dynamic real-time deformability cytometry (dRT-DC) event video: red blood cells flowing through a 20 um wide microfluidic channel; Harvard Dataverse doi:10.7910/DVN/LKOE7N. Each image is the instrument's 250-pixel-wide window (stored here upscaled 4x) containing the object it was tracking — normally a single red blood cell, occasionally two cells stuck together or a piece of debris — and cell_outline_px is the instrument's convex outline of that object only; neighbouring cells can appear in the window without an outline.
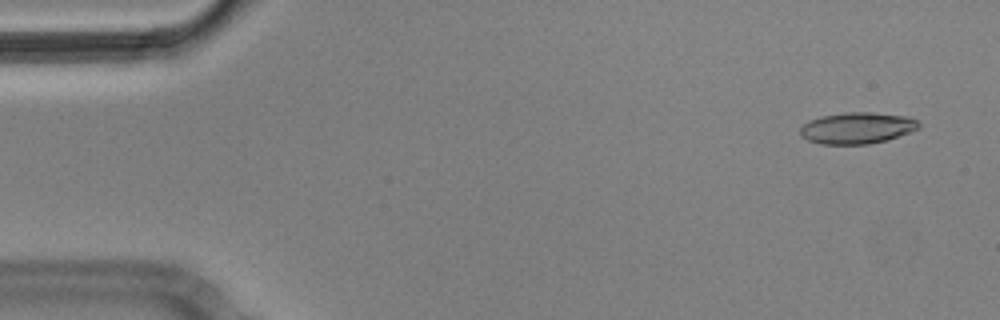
{"species": "Egyptian fruit bat (a non-hibernating species)", "species_latin": "Rousettus aegyptiacus", "temperature_condition": "cold", "stored_images_in_passage": 9, "camera_frame_rate_fps": 3000, "um_per_image_px": 0.085, "animal": {"sex": "male"}, "frame": {"image": 1, "passage_image": 1, "time_ms": 0.0, "image_size_px": [1000, 320], "cell_outline_px": [[920, 128], [884, 140], [868, 144], [820, 144], [808, 140], [800, 136], [800, 128], [808, 120], [820, 116], [848, 112], [872, 112], [912, 116], [920, 120]], "centroid_in_image_um": [72.86, 10.86], "position_along_channel_um": 12.1, "area_um2": 21.85}}
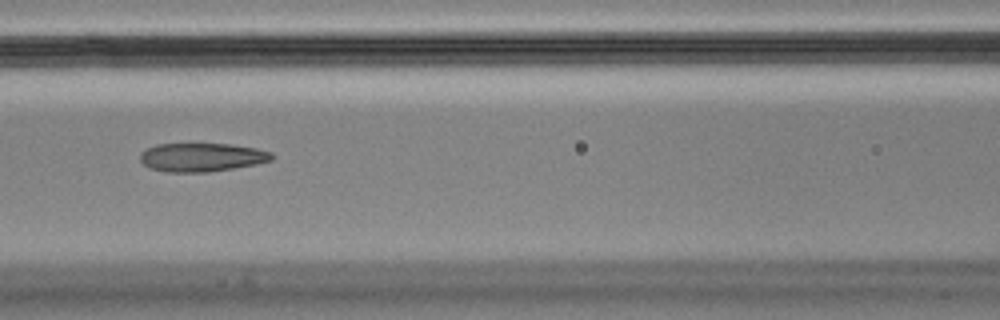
{"frame": {"image": 2, "passage_image": 7, "time_ms": 2.0, "image_size_px": [1000, 320], "cell_outline_px": [[272, 160], [256, 164], [208, 172], [168, 172], [148, 168], [140, 160], [140, 152], [156, 144], [228, 144], [256, 148], [272, 152]], "centroid_in_image_um": [17.12, 13.37], "position_along_channel_um": 149.5, "area_um2": 21.85}}
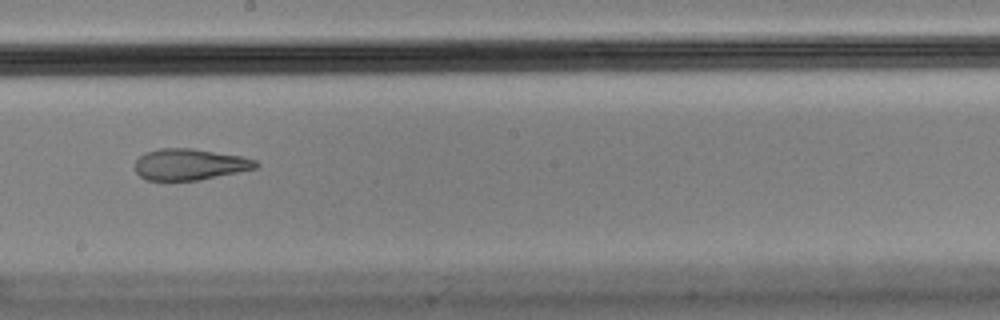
{"frame": {"image": 3, "passage_image": 9, "time_ms": 2.667, "image_size_px": [1000, 320], "cell_outline_px": [[260, 164], [256, 168], [200, 180], [144, 180], [136, 172], [136, 160], [144, 152], [160, 148], [192, 148], [240, 156], [256, 160]], "centroid_in_image_um": [16.11, 13.97], "position_along_channel_um": 232.1, "area_um2": 21.96}}